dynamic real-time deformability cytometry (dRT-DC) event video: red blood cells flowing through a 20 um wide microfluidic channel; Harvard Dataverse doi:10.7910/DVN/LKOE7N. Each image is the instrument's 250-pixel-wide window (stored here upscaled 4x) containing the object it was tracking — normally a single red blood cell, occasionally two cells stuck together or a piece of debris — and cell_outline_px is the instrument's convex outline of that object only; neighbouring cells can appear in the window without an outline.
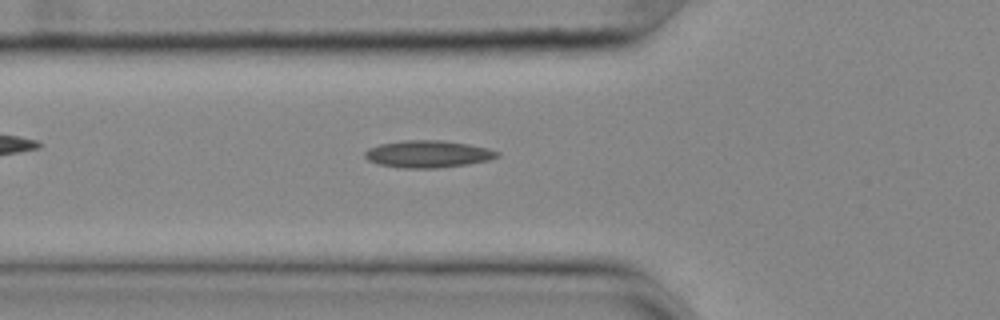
{"species": "common noctule bat (a hibernating species)", "species_latin": "Nyctalus noctula", "temperature_condition": "cold", "stored_images_in_passage": 36, "camera_frame_rate_fps": 3000, "um_per_image_px": 0.085, "animal": {"sex": "female", "body_mass_g": 25.1}, "frame": {"image": 1, "passage_image": 5, "time_ms": 1.333, "image_size_px": [1000, 320], "cell_outline_px": [[500, 156], [488, 160], [468, 164], [436, 168], [404, 168], [380, 164], [368, 160], [364, 156], [364, 152], [368, 148], [380, 144], [404, 140], [444, 140], [468, 144], [488, 148], [500, 152]], "centroid_in_image_um": [36.39, 13.08], "position_along_channel_um": 89.4, "area_um2": 20.92}}
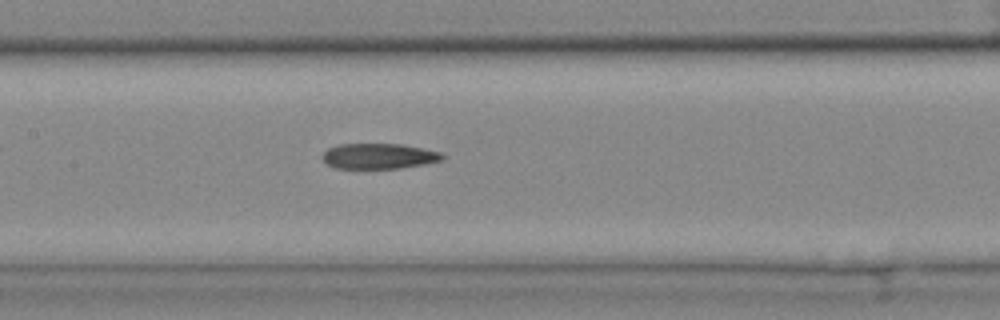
{"frame": {"image": 2, "passage_image": 12, "time_ms": 3.667, "image_size_px": [1000, 320], "cell_outline_px": [[444, 160], [424, 164], [400, 168], [336, 168], [328, 164], [324, 160], [324, 152], [328, 148], [340, 144], [400, 144], [440, 152], [444, 156]], "centroid_in_image_um": [32.22, 13.27], "position_along_channel_um": 175.2, "area_um2": 17.51}}
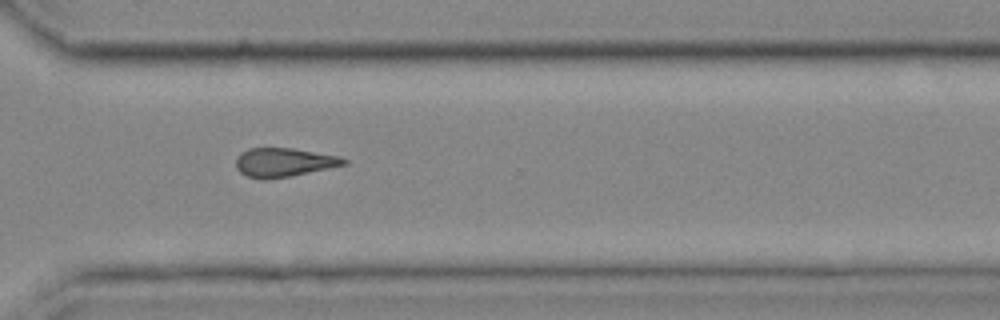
{"frame": {"image": 3, "passage_image": 26, "time_ms": 8.333, "image_size_px": [1000, 320], "cell_outline_px": [[348, 164], [268, 180], [264, 180], [248, 176], [240, 172], [236, 168], [236, 160], [240, 152], [248, 148], [292, 148], [340, 156], [348, 160]], "centroid_in_image_um": [24.11, 13.79], "position_along_channel_um": 346.5, "area_um2": 18.09}}